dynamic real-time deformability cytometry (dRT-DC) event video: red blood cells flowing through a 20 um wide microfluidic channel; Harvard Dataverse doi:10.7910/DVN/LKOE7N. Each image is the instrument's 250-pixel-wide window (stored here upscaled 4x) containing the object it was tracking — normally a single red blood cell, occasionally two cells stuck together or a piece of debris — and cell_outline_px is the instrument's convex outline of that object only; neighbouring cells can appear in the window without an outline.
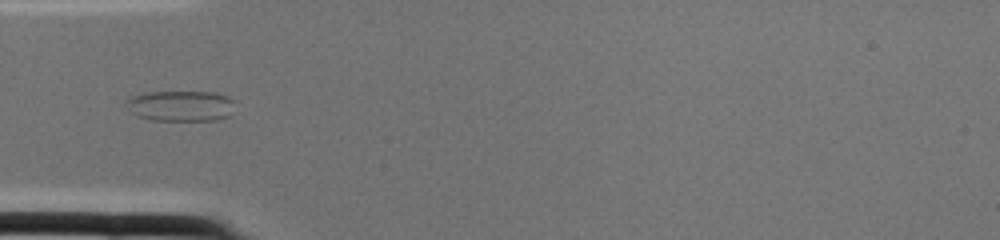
{"species": "common noctule bat (a hibernating species)", "species_latin": "Nyctalus noctula", "temperature_condition": "cold", "stored_images_in_passage": 2, "camera_frame_rate_fps": 3000, "um_per_image_px": 0.085, "animal": {"sex": "female", "body_mass_g": 22.0, "forearm_length_mm": 56.7}, "frame": {"image": 1, "passage_image": 2, "time_ms": 0.333, "image_size_px": [1000, 240], "cell_outline_px": [[236, 100], [232, 116], [216, 120], [152, 120], [136, 116], [128, 112], [124, 104], [128, 96], [148, 92], [216, 92], [228, 96]], "centroid_in_image_um": [15.36, 9.0], "position_along_channel_um": 69.6, "area_um2": 20.11}}